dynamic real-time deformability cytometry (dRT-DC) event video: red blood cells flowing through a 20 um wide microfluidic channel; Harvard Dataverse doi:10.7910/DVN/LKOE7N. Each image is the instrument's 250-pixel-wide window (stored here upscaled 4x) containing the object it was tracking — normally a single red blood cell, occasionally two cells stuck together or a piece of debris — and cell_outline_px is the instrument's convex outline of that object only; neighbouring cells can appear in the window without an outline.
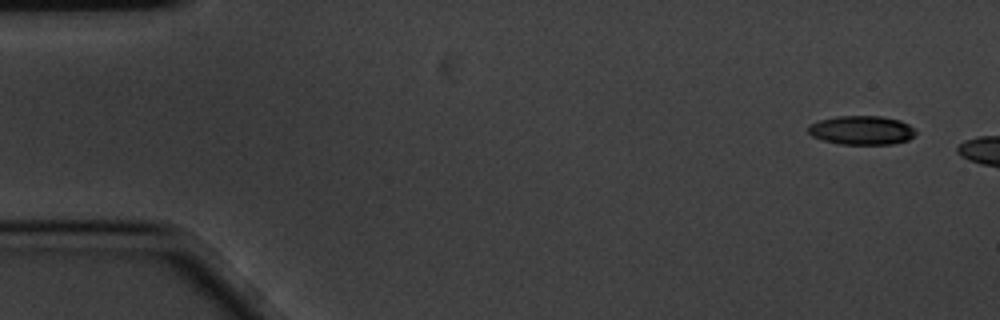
{"species": "common noctule bat (a hibernating species)", "species_latin": "Nyctalus noctula", "temperature_condition": "cold", "stored_images_in_passage": 2, "camera_frame_rate_fps": 3000, "um_per_image_px": 0.085, "animal": {"sex": "male", "body_mass_g": 20.1, "forearm_length_mm": 53.5}, "frame": {"image": 1, "passage_image": 1, "time_ms": 0.0, "image_size_px": [1000, 320], "cell_outline_px": [[916, 132], [908, 140], [892, 144], [840, 144], [824, 140], [812, 136], [808, 132], [808, 124], [820, 120], [836, 116], [880, 116], [900, 120], [908, 124]], "centroid_in_image_um": [73.21, 11.06], "position_along_channel_um": 11.8, "area_um2": 18.03}}